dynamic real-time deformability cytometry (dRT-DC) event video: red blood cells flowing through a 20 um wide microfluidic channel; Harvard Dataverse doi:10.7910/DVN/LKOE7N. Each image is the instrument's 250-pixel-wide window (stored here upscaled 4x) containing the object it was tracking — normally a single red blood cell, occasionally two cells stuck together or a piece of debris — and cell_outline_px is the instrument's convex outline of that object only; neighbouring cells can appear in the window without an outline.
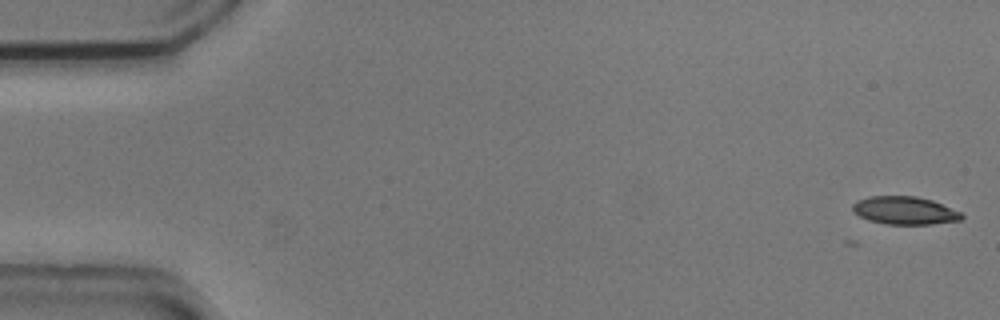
{"species": "common noctule bat (a hibernating species)", "species_latin": "Nyctalus noctula", "temperature_condition": "cold", "stored_images_in_passage": 18, "camera_frame_rate_fps": 3000, "um_per_image_px": 0.085, "animal": {"sex": "male", "body_mass_g": 20.5, "forearm_length_mm": 52.5}, "frame": {"image": 1, "passage_image": 1, "time_ms": 0.0, "image_size_px": [1000, 320], "cell_outline_px": [[964, 216], [960, 220], [932, 224], [888, 224], [868, 220], [852, 212], [852, 204], [856, 200], [868, 196], [916, 196], [932, 200], [960, 212]], "centroid_in_image_um": [76.85, 17.88], "position_along_channel_um": 8.1, "area_um2": 17.74}}
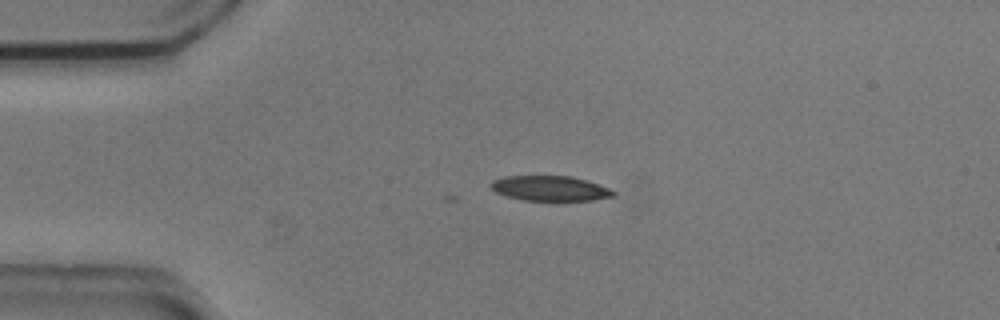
{"frame": {"image": 2, "passage_image": 12, "time_ms": 3.667, "image_size_px": [1000, 320], "cell_outline_px": [[616, 192], [612, 196], [592, 200], [524, 200], [508, 196], [496, 192], [488, 184], [492, 180], [504, 176], [572, 176], [608, 188]], "centroid_in_image_um": [46.7, 16.0], "position_along_channel_um": 38.3, "area_um2": 17.57}}